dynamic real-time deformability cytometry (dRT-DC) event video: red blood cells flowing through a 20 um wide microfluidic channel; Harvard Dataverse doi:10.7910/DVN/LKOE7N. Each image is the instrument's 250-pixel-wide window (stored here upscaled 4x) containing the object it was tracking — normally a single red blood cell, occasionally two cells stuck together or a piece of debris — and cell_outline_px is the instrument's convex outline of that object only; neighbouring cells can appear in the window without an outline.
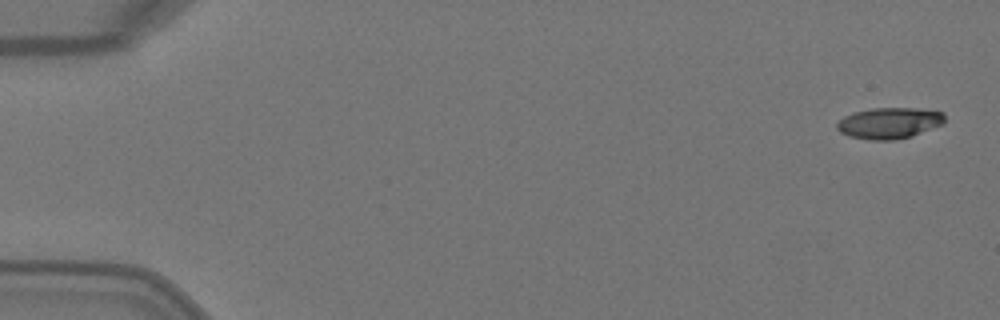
{"species": "Egyptian fruit bat (a non-hibernating species)", "species_latin": "Rousettus aegyptiacus", "temperature_condition": "warm", "stored_images_in_passage": 6, "camera_frame_rate_fps": 3000, "um_per_image_px": 0.085, "animal": {"sex": "female"}, "frame": {"image": 1, "passage_image": 1, "time_ms": 0.0, "image_size_px": [1000, 320], "cell_outline_px": [[944, 124], [912, 136], [896, 140], [872, 140], [848, 136], [840, 132], [836, 128], [836, 124], [844, 116], [852, 112], [872, 108], [916, 108], [944, 112]], "centroid_in_image_um": [75.58, 10.46], "position_along_channel_um": 9.4, "area_um2": 19.71}}
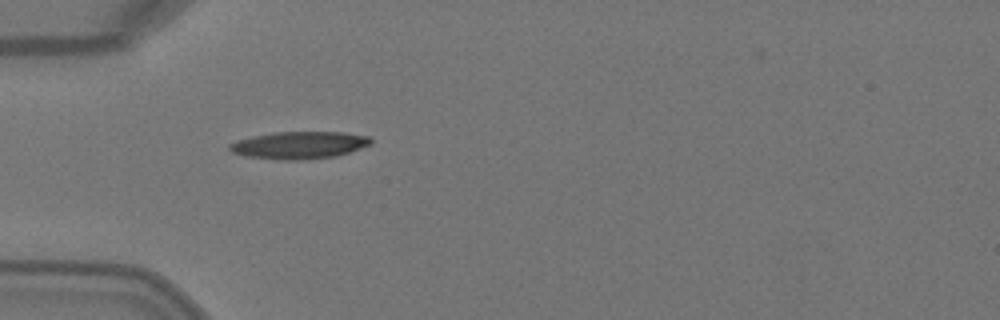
{"frame": {"image": 2, "passage_image": 5, "time_ms": 1.333, "image_size_px": [1000, 320], "cell_outline_px": [[372, 144], [336, 156], [300, 160], [284, 160], [248, 156], [232, 152], [228, 148], [228, 144], [236, 140], [252, 136], [272, 132], [344, 132], [368, 136], [372, 140]], "centroid_in_image_um": [25.42, 12.32], "position_along_channel_um": 59.6, "area_um2": 22.43}}
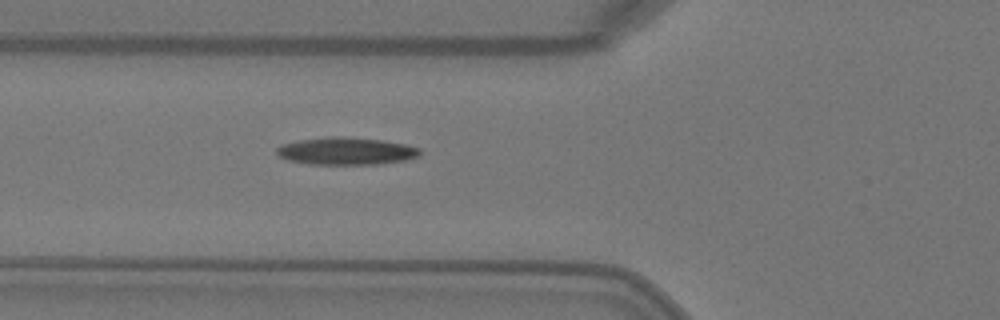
{"frame": {"image": 3, "passage_image": 6, "time_ms": 1.667, "image_size_px": [1000, 320], "cell_outline_px": [[420, 156], [404, 160], [376, 164], [312, 164], [288, 160], [280, 156], [276, 152], [276, 148], [280, 144], [300, 140], [328, 136], [344, 136], [384, 140], [404, 144], [420, 148]], "centroid_in_image_um": [29.41, 12.83], "position_along_channel_um": 96.4, "area_um2": 22.89}}